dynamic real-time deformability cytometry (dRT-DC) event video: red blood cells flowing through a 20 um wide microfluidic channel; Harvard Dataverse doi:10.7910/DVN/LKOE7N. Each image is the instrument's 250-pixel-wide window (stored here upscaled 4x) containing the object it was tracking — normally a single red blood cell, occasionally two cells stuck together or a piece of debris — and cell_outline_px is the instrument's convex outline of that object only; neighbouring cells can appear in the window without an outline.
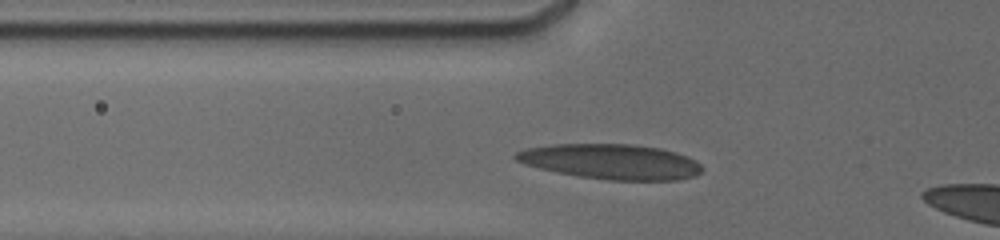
{"species": "human", "species_latin": "Homo sapiens", "temperature_condition": "cold", "stored_images_in_passage": 9, "camera_frame_rate_fps": 3000, "um_per_image_px": 0.085, "donor": {"sex": "male"}, "frame": {"image": 1, "passage_image": 6, "time_ms": 2.0, "image_size_px": [1000, 240], "cell_outline_px": [[704, 168], [696, 176], [676, 180], [608, 180], [580, 176], [556, 172], [524, 164], [512, 160], [512, 156], [516, 152], [524, 148], [556, 144], [636, 144], [660, 148], [676, 152], [688, 156], [696, 160]], "centroid_in_image_um": [51.93, 13.73], "position_along_channel_um": 73.9, "area_um2": 38.44}}